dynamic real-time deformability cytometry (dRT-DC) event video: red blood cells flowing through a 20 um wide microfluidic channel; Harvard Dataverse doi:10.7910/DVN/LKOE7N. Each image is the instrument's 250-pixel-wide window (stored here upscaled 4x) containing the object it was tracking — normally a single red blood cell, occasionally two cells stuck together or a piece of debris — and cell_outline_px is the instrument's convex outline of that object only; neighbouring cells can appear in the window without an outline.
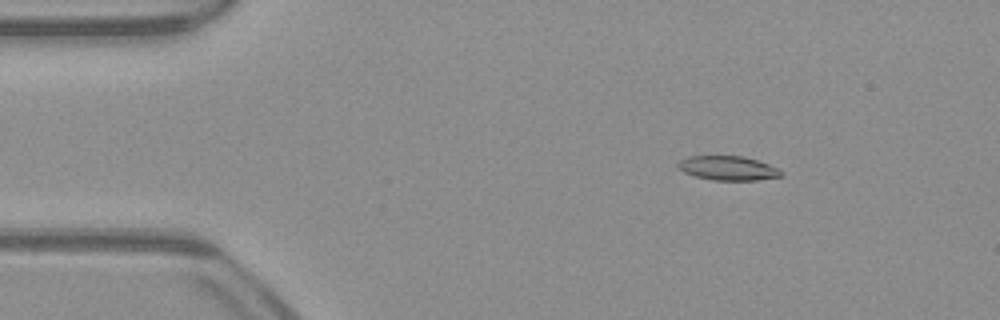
{"species": "common noctule bat (a hibernating species)", "species_latin": "Nyctalus noctula", "temperature_condition": "warm", "stored_images_in_passage": 53, "camera_frame_rate_fps": 3000, "um_per_image_px": 0.085, "animal": {"sex": "male", "body_mass_g": 23.1, "forearm_length_mm": 52.7}, "frame": {"image": 1, "passage_image": 8, "time_ms": 2.333, "image_size_px": [1000, 320], "cell_outline_px": [[784, 176], [756, 180], [712, 180], [696, 176], [684, 172], [676, 164], [680, 160], [688, 156], [744, 156], [780, 168], [784, 172]], "centroid_in_image_um": [61.93, 14.29], "position_along_channel_um": 23.1, "area_um2": 14.62}}
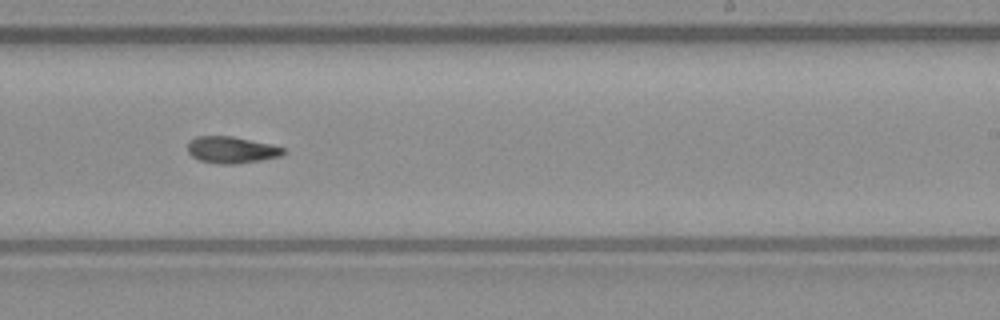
{"frame": {"image": 2, "passage_image": 32, "time_ms": 10.333, "image_size_px": [1000, 320], "cell_outline_px": [[284, 152], [280, 156], [260, 160], [236, 164], [220, 164], [200, 160], [192, 156], [188, 152], [188, 144], [196, 136], [232, 136], [272, 144], [284, 148]], "centroid_in_image_um": [19.68, 12.73], "position_along_channel_um": 269.3, "area_um2": 14.74}}
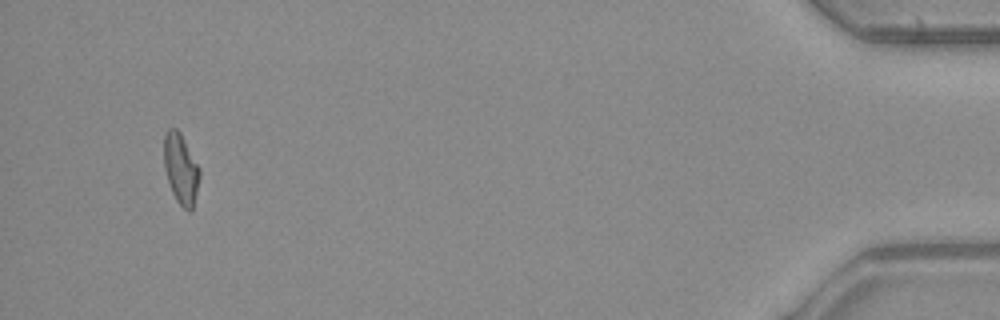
{"frame": {"image": 3, "passage_image": 50, "time_ms": 16.333, "image_size_px": [1000, 320], "cell_outline_px": [[200, 176], [192, 212], [188, 212], [176, 200], [168, 184], [164, 168], [164, 132], [168, 128], [176, 128], [180, 132], [200, 168]], "centroid_in_image_um": [15.36, 14.35], "position_along_channel_um": 419.8, "area_um2": 14.8}}